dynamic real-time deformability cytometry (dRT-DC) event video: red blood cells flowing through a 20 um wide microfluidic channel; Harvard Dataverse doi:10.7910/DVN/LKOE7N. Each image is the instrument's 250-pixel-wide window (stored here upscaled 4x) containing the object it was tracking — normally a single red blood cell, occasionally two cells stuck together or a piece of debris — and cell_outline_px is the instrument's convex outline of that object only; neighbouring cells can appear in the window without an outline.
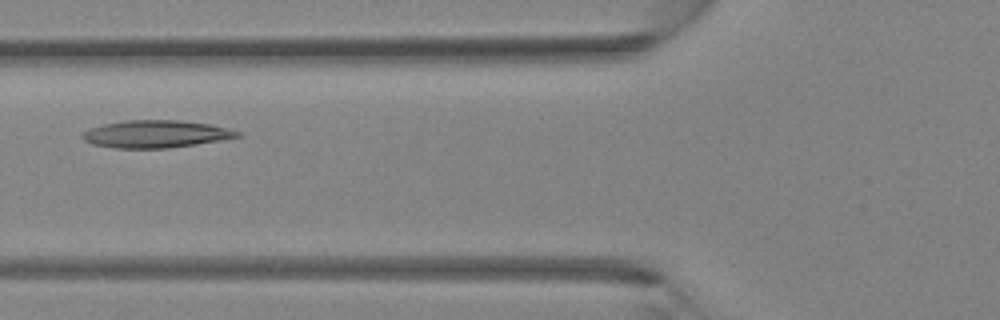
{"species": "Egyptian fruit bat (a non-hibernating species)", "species_latin": "Rousettus aegyptiacus", "temperature_condition": "room temperature", "stored_images_in_passage": 6, "camera_frame_rate_fps": 3000, "um_per_image_px": 0.085, "animal": {"sex": "female"}, "frame": {"image": 1, "passage_image": 6, "time_ms": 1.667, "image_size_px": [1000, 320], "cell_outline_px": [[240, 136], [196, 144], [168, 148], [116, 148], [92, 144], [84, 140], [80, 136], [84, 132], [92, 128], [104, 124], [124, 120], [176, 120], [208, 124], [240, 132]], "centroid_in_image_um": [13.18, 11.39], "position_along_channel_um": 112.6, "area_um2": 24.33}}